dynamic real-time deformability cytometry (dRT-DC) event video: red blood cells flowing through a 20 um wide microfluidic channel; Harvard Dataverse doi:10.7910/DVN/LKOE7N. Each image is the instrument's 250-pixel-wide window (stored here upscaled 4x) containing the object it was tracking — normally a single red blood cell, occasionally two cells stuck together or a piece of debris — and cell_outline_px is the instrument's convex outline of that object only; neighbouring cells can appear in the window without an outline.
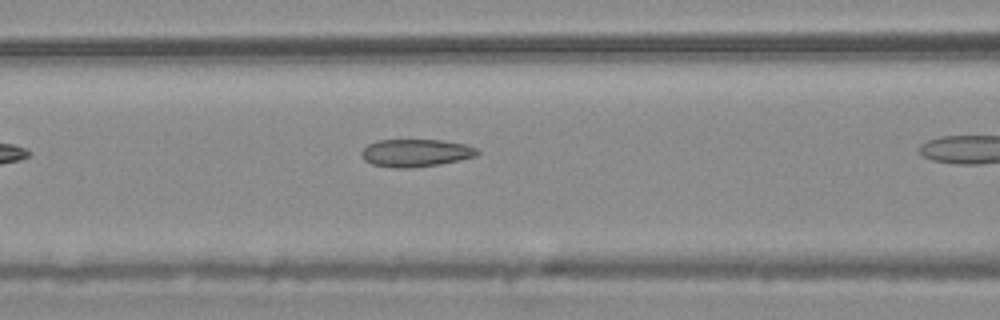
{"species": "common noctule bat (a hibernating species)", "species_latin": "Nyctalus noctula", "temperature_condition": "warm", "stored_images_in_passage": 10, "camera_frame_rate_fps": 3000, "um_per_image_px": 0.085, "animal": {"sex": "male", "body_mass_g": 20.4}, "frame": {"image": 1, "passage_image": 5, "time_ms": 1.333, "image_size_px": [1000, 320], "cell_outline_px": [[480, 152], [476, 156], [440, 164], [408, 168], [392, 168], [372, 164], [364, 160], [360, 152], [368, 144], [376, 140], [440, 140], [464, 144], [476, 148]], "centroid_in_image_um": [35.3, 13.0], "position_along_channel_um": 131.3, "area_um2": 18.61}}